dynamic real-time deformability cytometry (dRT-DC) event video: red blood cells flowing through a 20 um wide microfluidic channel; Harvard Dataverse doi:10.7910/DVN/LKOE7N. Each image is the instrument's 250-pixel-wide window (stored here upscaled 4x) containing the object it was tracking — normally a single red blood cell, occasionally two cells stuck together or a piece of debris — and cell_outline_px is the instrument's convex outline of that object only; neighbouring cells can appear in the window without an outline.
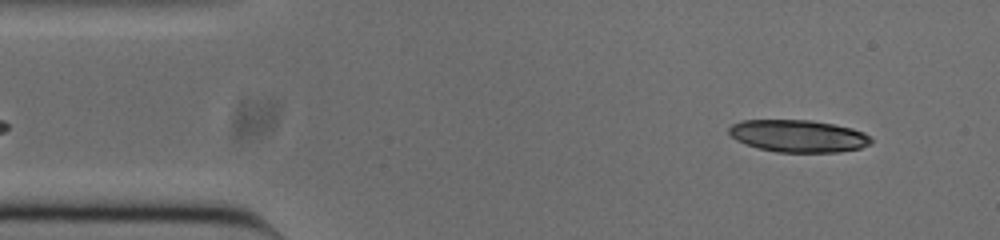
{"species": "common noctule bat (a hibernating species)", "species_latin": "Nyctalus noctula", "temperature_condition": "cold", "stored_images_in_passage": 50, "segment_of_instrument_passage": [1, 2], "camera_frame_rate_fps": 3000, "um_per_image_px": 0.085, "animal": {"sex": "male", "body_mass_g": 20.0, "forearm_length_mm": 53.3}, "frame": {"image": 1, "passage_image": 3, "time_ms": 0.667, "image_size_px": [1000, 240], "cell_outline_px": [[872, 140], [868, 144], [860, 148], [836, 152], [776, 152], [760, 148], [736, 140], [728, 132], [728, 128], [732, 124], [744, 120], [812, 120], [852, 128], [864, 132]], "centroid_in_image_um": [67.84, 11.55], "position_along_channel_um": 17.2, "area_um2": 26.47}}